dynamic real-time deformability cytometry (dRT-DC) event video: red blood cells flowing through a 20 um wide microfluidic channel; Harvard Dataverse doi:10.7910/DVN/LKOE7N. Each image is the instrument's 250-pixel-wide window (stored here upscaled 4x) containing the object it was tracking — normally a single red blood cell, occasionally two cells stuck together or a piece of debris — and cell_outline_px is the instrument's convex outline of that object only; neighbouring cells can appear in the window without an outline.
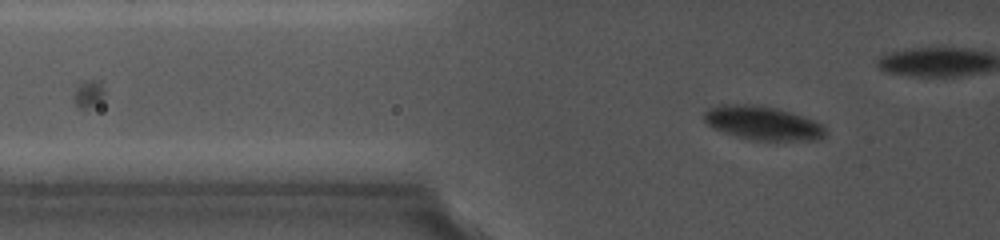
{"species": "common noctule bat (a hibernating species)", "species_latin": "Nyctalus noctula", "temperature_condition": "cold", "stored_images_in_passage": 24, "camera_frame_rate_fps": 5000, "um_per_image_px": 0.085, "animal": {"sex": "female", "body_mass_g": 19.0, "forearm_length_mm": 56.7}, "frame": {"image": 1, "passage_image": 7, "time_ms": 6.8, "image_size_px": [1000, 240], "cell_outline_px": [[828, 136], [824, 140], [752, 140], [736, 136], [712, 128], [704, 120], [704, 112], [708, 108], [720, 104], [756, 104], [776, 108], [792, 112], [816, 120], [824, 124]], "centroid_in_image_um": [64.9, 10.46], "position_along_channel_um": 60.9, "area_um2": 24.45}}